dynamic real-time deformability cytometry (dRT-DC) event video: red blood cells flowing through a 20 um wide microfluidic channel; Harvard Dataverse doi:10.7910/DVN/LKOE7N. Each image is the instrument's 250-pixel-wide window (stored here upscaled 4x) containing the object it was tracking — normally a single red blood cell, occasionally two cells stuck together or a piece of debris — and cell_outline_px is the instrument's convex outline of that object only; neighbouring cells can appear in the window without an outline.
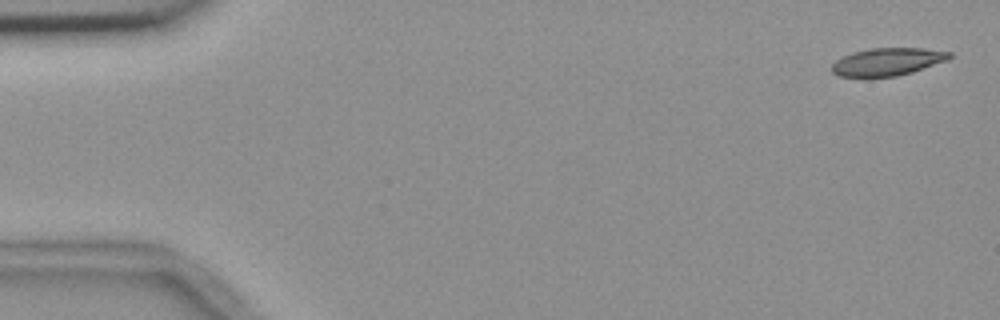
{"species": "common noctule bat (a hibernating species)", "species_latin": "Nyctalus noctula", "temperature_condition": "room temperature", "stored_images_in_passage": 14, "camera_frame_rate_fps": 3000, "um_per_image_px": 0.085, "animal": {"sex": "female", "body_mass_g": 18.4}, "frame": {"image": 1, "passage_image": 2, "time_ms": 0.333, "image_size_px": [1000, 320], "cell_outline_px": [[952, 56], [948, 60], [912, 72], [896, 76], [840, 76], [832, 72], [832, 64], [836, 60], [852, 52], [868, 48], [924, 48], [952, 52]], "centroid_in_image_um": [75.47, 5.23], "position_along_channel_um": 9.5, "area_um2": 18.84}}